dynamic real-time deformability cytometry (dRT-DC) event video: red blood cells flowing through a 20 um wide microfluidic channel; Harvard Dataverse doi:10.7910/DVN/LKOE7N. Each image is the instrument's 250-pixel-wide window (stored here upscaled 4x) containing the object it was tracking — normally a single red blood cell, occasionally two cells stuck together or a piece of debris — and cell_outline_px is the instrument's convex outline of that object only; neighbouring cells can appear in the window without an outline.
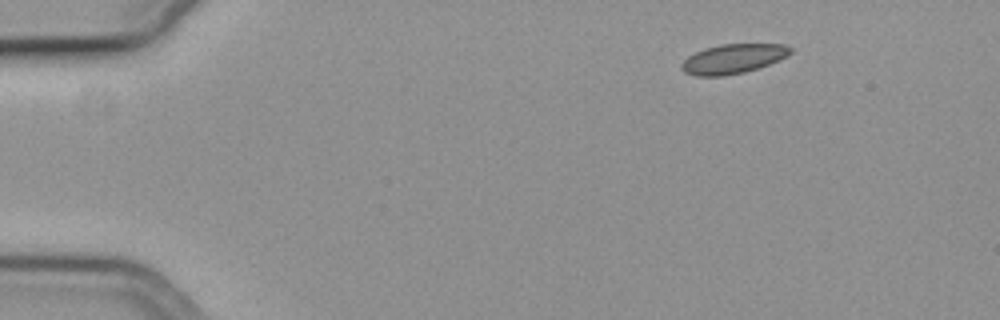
{"species": "common noctule bat (a hibernating species)", "species_latin": "Nyctalus noctula", "temperature_condition": "cold", "stored_images_in_passage": 42, "camera_frame_rate_fps": 3000, "um_per_image_px": 0.085, "animal": {"sex": "female", "body_mass_g": 19.3, "forearm_length_mm": 54.1}, "frame": {"image": 1, "passage_image": 1, "time_ms": 0.0, "image_size_px": [1000, 320], "cell_outline_px": [[792, 52], [788, 56], [780, 60], [744, 72], [724, 76], [696, 76], [684, 72], [680, 68], [680, 64], [688, 56], [704, 48], [720, 44], [784, 44], [792, 48]], "centroid_in_image_um": [62.3, 4.99], "position_along_channel_um": 22.7, "area_um2": 18.79}}
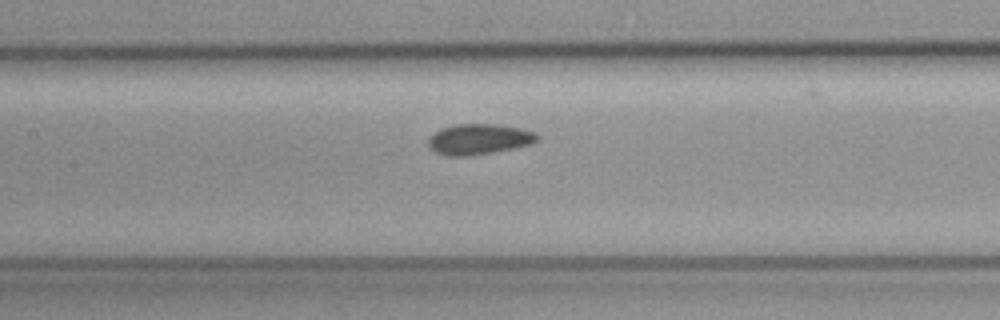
{"frame": {"image": 2, "passage_image": 20, "time_ms": 6.333, "image_size_px": [1000, 320], "cell_outline_px": [[540, 140], [528, 144], [512, 148], [492, 152], [468, 156], [444, 156], [436, 152], [428, 144], [428, 140], [440, 128], [456, 124], [496, 124], [520, 128], [536, 132], [540, 136]], "centroid_in_image_um": [40.73, 11.82], "position_along_channel_um": 166.7, "area_um2": 19.31}}
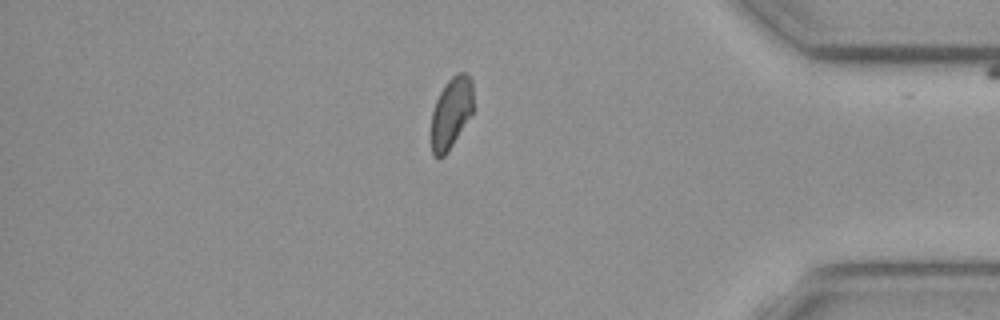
{"frame": {"image": 3, "passage_image": 41, "time_ms": 13.333, "image_size_px": [1000, 320], "cell_outline_px": [[472, 112], [448, 152], [444, 156], [436, 160], [432, 156], [432, 112], [436, 100], [444, 84], [456, 72], [464, 72], [472, 80]], "centroid_in_image_um": [38.33, 9.6], "position_along_channel_um": 396.9, "area_um2": 17.34}, "authors_computed_cell_mechanics": {"area_um2": 18.7272, "velocity_mm_per_s": 3.7289, "shape_relaxation_time_tau1_ms": 3.5498, "shape_relaxation_time_tau2_ms": 2.6396, "deformation_change_tau1": 0.0455, "deformation_change_tau2": 0.0664}}